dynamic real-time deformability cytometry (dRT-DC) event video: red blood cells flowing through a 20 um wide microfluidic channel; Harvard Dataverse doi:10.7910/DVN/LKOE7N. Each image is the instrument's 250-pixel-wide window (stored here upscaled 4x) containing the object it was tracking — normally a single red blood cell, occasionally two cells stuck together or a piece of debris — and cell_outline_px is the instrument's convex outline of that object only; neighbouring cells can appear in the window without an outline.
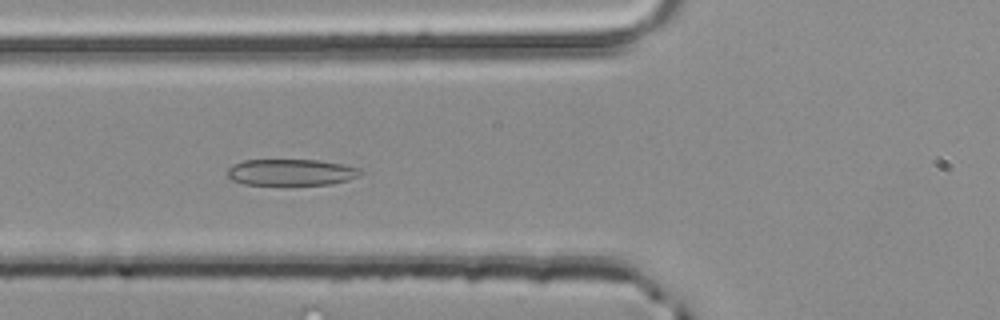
{"species": "common noctule bat (a hibernating species)", "species_latin": "Nyctalus noctula", "temperature_condition": "room temperature", "stored_images_in_passage": 32, "camera_frame_rate_fps": 3000, "um_per_image_px": 0.085, "animal": {"sex": "male", "body_mass_g": 20.4}, "frame": {"image": 1, "passage_image": 6, "time_ms": 1.667, "image_size_px": [1000, 320], "cell_outline_px": [[364, 172], [348, 180], [328, 184], [244, 184], [232, 180], [224, 176], [228, 168], [232, 164], [244, 160], [320, 160], [360, 168]], "centroid_in_image_um": [24.68, 14.63], "position_along_channel_um": 101.1, "area_um2": 20.4}}
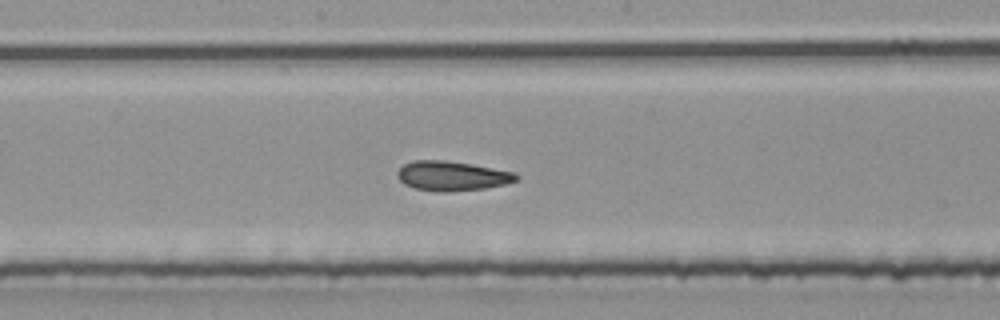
{"frame": {"image": 2, "passage_image": 14, "time_ms": 4.333, "image_size_px": [1000, 320], "cell_outline_px": [[520, 180], [504, 184], [484, 188], [448, 192], [436, 192], [416, 188], [404, 184], [396, 176], [396, 172], [404, 164], [412, 160], [444, 160], [472, 164], [516, 172], [520, 176]], "centroid_in_image_um": [38.44, 14.95], "position_along_channel_um": 209.8, "area_um2": 20.69}}
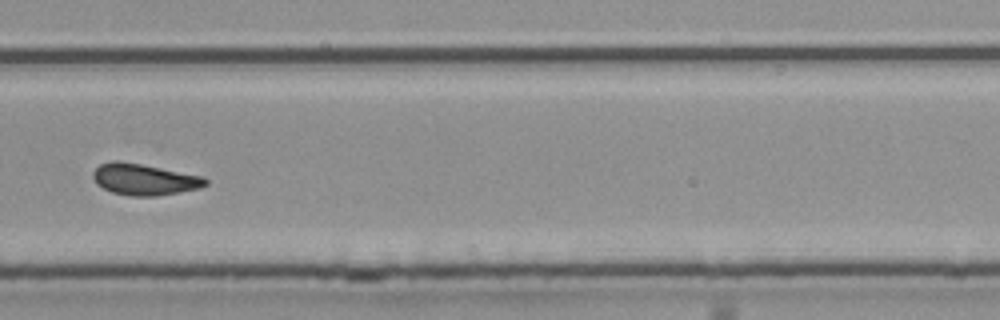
{"frame": {"image": 3, "passage_image": 22, "time_ms": 7.0, "image_size_px": [1000, 320], "cell_outline_px": [[208, 184], [200, 188], [156, 196], [132, 196], [112, 192], [96, 184], [92, 176], [92, 172], [100, 164], [116, 160], [140, 164], [204, 176], [208, 180]], "centroid_in_image_um": [12.27, 15.25], "position_along_channel_um": 317.5, "area_um2": 20.46}, "authors_computed_cell_mechanics": {"area_um2": 20.2878, "velocity_mm_per_s": 4.0593, "shape_relaxation_time_tau1_ms": 5.6704, "shape_relaxation_time_tau2_ms": 1.5441, "deformation_change_tau1": 0.1413, "deformation_change_tau2": 0.0827}}